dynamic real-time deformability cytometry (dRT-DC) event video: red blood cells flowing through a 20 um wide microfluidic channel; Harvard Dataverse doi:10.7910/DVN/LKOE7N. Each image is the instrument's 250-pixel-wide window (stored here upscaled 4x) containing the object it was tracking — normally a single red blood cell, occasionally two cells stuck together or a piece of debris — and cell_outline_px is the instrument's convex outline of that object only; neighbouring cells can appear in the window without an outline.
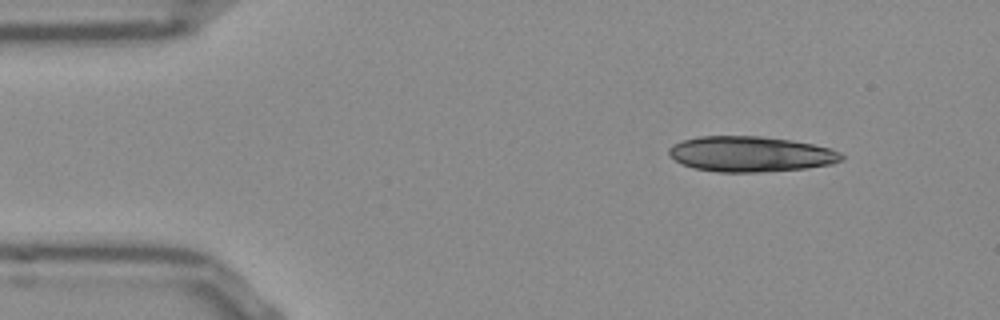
{"species": "Egyptian fruit bat (a non-hibernating species)", "species_latin": "Rousettus aegyptiacus", "temperature_condition": "room temperature", "stored_images_in_passage": 46, "camera_frame_rate_fps": 3000, "um_per_image_px": 0.085, "frame": {"image": 1, "passage_image": 1, "time_ms": 0.0, "image_size_px": [1000, 320], "cell_outline_px": [[844, 160], [832, 164], [808, 168], [760, 172], [716, 172], [692, 168], [680, 164], [668, 152], [668, 148], [672, 144], [684, 140], [700, 136], [760, 136], [788, 140], [812, 144], [832, 148], [840, 152], [844, 156]], "centroid_in_image_um": [63.81, 13.1], "position_along_channel_um": 21.2, "area_um2": 35.84}}
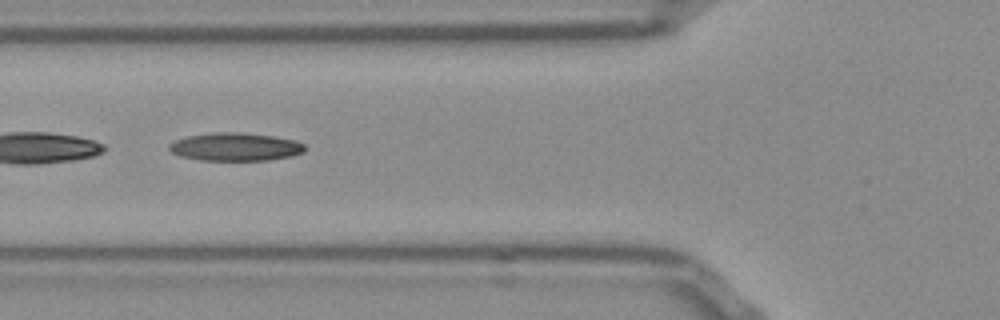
{"frame": {"image": 2, "passage_image": 14, "time_ms": 4.333, "image_size_px": [1000, 320], "cell_outline_px": [[308, 148], [304, 152], [292, 156], [268, 160], [200, 160], [180, 156], [172, 152], [168, 148], [168, 144], [176, 140], [188, 136], [212, 132], [240, 132], [276, 136], [296, 140], [304, 144]], "centroid_in_image_um": [20.05, 12.47], "position_along_channel_um": 105.8, "area_um2": 22.43}}
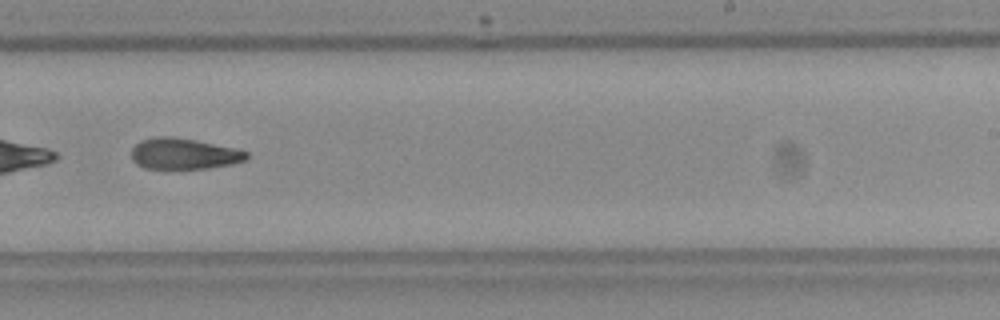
{"frame": {"image": 3, "passage_image": 27, "time_ms": 8.667, "image_size_px": [1000, 320], "cell_outline_px": [[248, 160], [232, 164], [208, 168], [144, 168], [136, 164], [132, 160], [132, 148], [140, 140], [160, 136], [172, 136], [196, 140], [236, 148], [248, 152]], "centroid_in_image_um": [15.64, 13.06], "position_along_channel_um": 273.4, "area_um2": 20.87}, "authors_computed_cell_mechanics": {"area_um2": 22.6576, "velocity_mm_per_s": 3.8589, "shape_relaxation_time_tau1_ms": null, "shape_relaxation_time_tau2_ms": 9.451, "deformation_change_tau1": null, "deformation_change_tau2": 0.2028}}